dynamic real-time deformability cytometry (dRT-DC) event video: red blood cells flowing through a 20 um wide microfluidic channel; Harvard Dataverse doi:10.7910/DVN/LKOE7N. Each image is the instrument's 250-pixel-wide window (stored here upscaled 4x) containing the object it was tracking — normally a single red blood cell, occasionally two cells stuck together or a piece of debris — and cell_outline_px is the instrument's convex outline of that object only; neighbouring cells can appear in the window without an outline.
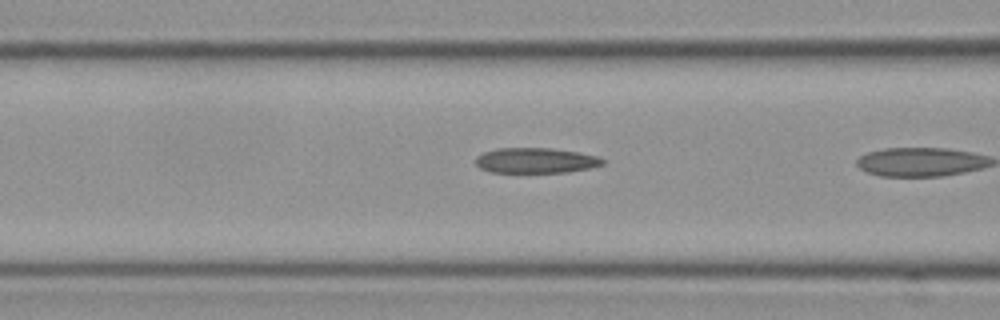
{"species": "Egyptian fruit bat (a non-hibernating species)", "species_latin": "Rousettus aegyptiacus", "temperature_condition": "cold", "stored_images_in_passage": 7, "camera_frame_rate_fps": 3000, "um_per_image_px": 0.085, "frame": {"image": 1, "passage_image": 6, "time_ms": 1.667, "image_size_px": [1000, 320], "cell_outline_px": [[604, 164], [588, 168], [568, 172], [492, 172], [480, 168], [476, 164], [476, 156], [484, 152], [496, 148], [552, 148], [600, 156], [604, 160]], "centroid_in_image_um": [45.54, 13.63], "position_along_channel_um": 121.1, "area_um2": 18.67}}